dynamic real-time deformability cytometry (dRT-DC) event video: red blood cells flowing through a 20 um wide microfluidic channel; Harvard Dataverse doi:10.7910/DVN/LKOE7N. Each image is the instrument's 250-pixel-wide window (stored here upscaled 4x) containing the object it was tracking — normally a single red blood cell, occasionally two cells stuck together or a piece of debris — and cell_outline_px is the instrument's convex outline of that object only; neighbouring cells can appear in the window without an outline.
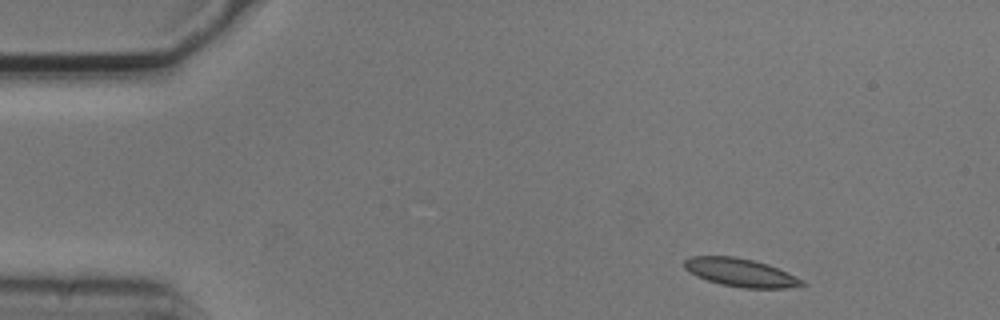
{"species": "common noctule bat (a hibernating species)", "species_latin": "Nyctalus noctula", "temperature_condition": "cold", "stored_images_in_passage": 4, "camera_frame_rate_fps": 3000, "um_per_image_px": 0.085, "animal": {"sex": "male", "body_mass_g": 20.5, "forearm_length_mm": 52.5}, "frame": {"image": 1, "passage_image": 1, "time_ms": 0.0, "image_size_px": [1000, 320], "cell_outline_px": [[808, 284], [788, 288], [744, 288], [720, 284], [696, 276], [684, 268], [684, 260], [688, 256], [736, 256], [768, 264], [788, 272], [804, 280]], "centroid_in_image_um": [62.96, 23.16], "position_along_channel_um": 22.0, "area_um2": 19.48}}
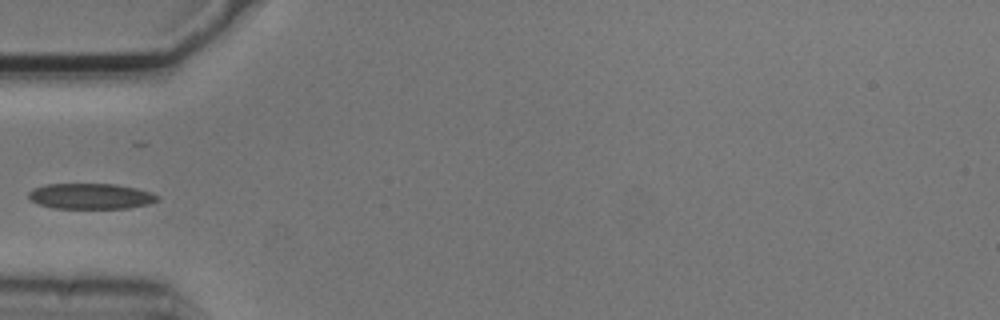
{"frame": {"image": 2, "passage_image": 4, "time_ms": 1.0, "image_size_px": [1000, 320], "cell_outline_px": [[160, 200], [148, 204], [128, 208], [52, 208], [40, 204], [32, 200], [28, 196], [28, 192], [32, 188], [48, 184], [116, 184], [136, 188], [152, 192], [160, 196]], "centroid_in_image_um": [7.75, 16.67], "position_along_channel_um": 77.3, "area_um2": 19.31}}